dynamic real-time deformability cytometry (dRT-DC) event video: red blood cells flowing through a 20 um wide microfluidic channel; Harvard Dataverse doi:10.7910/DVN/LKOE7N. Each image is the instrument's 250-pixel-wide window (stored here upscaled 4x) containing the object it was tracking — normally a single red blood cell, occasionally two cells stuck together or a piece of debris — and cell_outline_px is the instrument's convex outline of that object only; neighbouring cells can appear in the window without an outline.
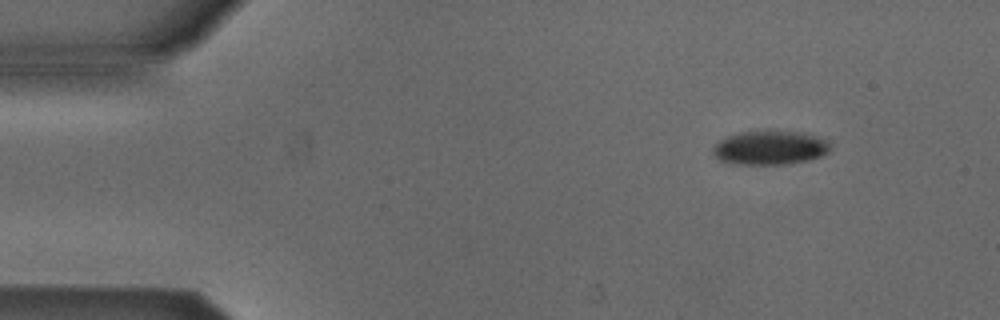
{"species": "Egyptian fruit bat (a non-hibernating species)", "species_latin": "Rousettus aegyptiacus", "temperature_condition": "cold", "stored_images_in_passage": 5, "camera_frame_rate_fps": 3000, "um_per_image_px": 0.085, "animal": {"sex": "male"}, "frame": {"image": 1, "passage_image": 1, "time_ms": 0.0, "image_size_px": [1000, 320], "cell_outline_px": [[832, 148], [828, 152], [820, 156], [808, 160], [792, 164], [728, 164], [712, 156], [712, 148], [720, 140], [728, 136], [740, 132], [796, 132], [828, 140]], "centroid_in_image_um": [65.41, 12.59], "position_along_channel_um": 19.6, "area_um2": 23.06}}
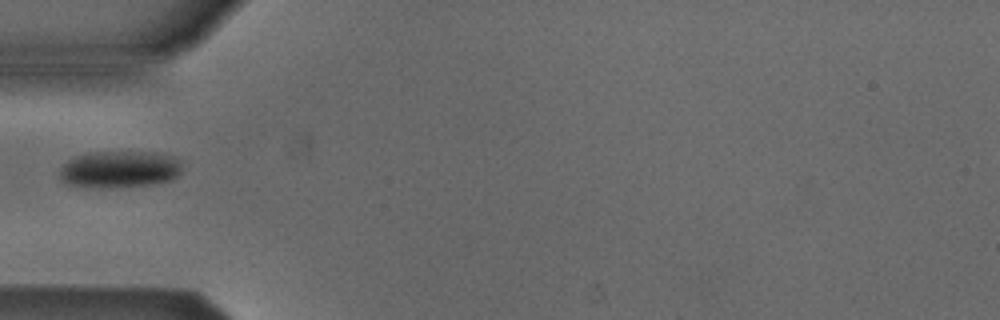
{"frame": {"image": 2, "passage_image": 4, "time_ms": 1.0, "image_size_px": [1000, 320], "cell_outline_px": [[180, 172], [172, 180], [152, 184], [120, 188], [92, 188], [64, 184], [60, 180], [60, 168], [68, 160], [76, 156], [88, 152], [156, 152], [172, 156], [180, 164]], "centroid_in_image_um": [10.1, 14.41], "position_along_channel_um": 74.9, "area_um2": 26.7}}
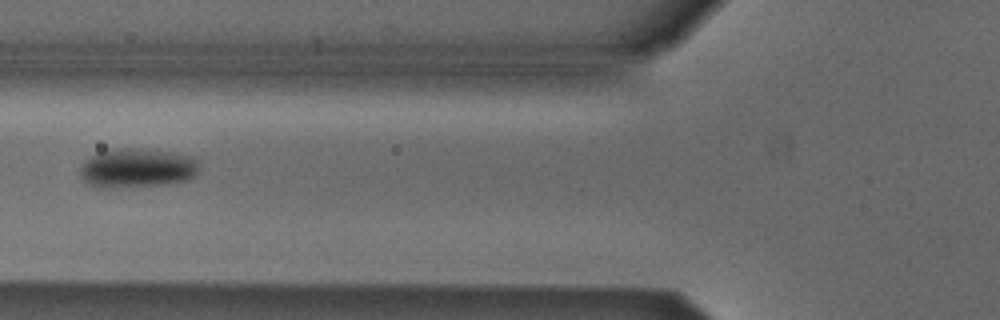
{"frame": {"image": 3, "passage_image": 5, "time_ms": 1.333, "image_size_px": [1000, 320], "cell_outline_px": [[200, 172], [196, 176], [188, 180], [168, 184], [92, 184], [84, 180], [80, 176], [80, 168], [84, 160], [100, 152], [112, 148], [140, 148], [172, 152], [192, 156], [200, 160]], "centroid_in_image_um": [11.8, 14.21], "position_along_channel_um": 114.0, "area_um2": 26.53}}